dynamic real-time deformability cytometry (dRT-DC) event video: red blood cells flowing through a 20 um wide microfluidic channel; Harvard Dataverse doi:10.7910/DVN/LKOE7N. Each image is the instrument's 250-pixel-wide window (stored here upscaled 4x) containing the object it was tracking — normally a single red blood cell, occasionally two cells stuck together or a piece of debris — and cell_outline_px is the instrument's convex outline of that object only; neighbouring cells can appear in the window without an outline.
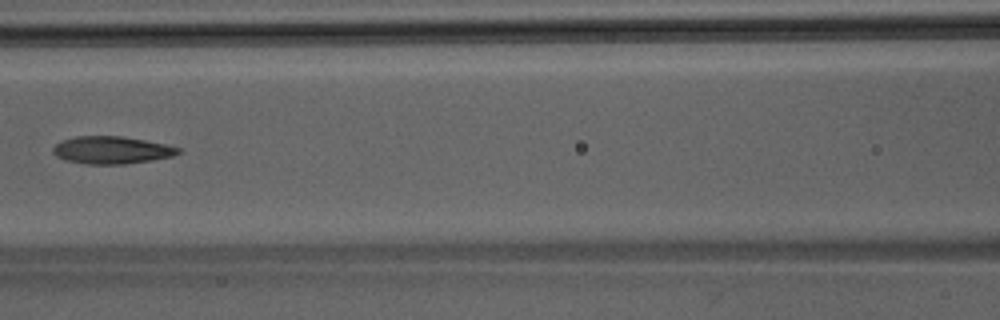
{"species": "Egyptian fruit bat (a non-hibernating species)", "species_latin": "Rousettus aegyptiacus", "temperature_condition": "room temperature", "stored_images_in_passage": 6, "camera_frame_rate_fps": 3000, "um_per_image_px": 0.085, "animal": {"sex": "male"}, "frame": {"image": 1, "passage_image": 6, "time_ms": 1.667, "image_size_px": [1000, 320], "cell_outline_px": [[180, 152], [172, 156], [152, 160], [124, 164], [88, 164], [68, 160], [56, 156], [52, 152], [52, 148], [56, 144], [64, 140], [76, 136], [120, 136], [144, 140], [164, 144], [180, 148]], "centroid_in_image_um": [9.48, 12.75], "position_along_channel_um": 157.1, "area_um2": 19.77}}